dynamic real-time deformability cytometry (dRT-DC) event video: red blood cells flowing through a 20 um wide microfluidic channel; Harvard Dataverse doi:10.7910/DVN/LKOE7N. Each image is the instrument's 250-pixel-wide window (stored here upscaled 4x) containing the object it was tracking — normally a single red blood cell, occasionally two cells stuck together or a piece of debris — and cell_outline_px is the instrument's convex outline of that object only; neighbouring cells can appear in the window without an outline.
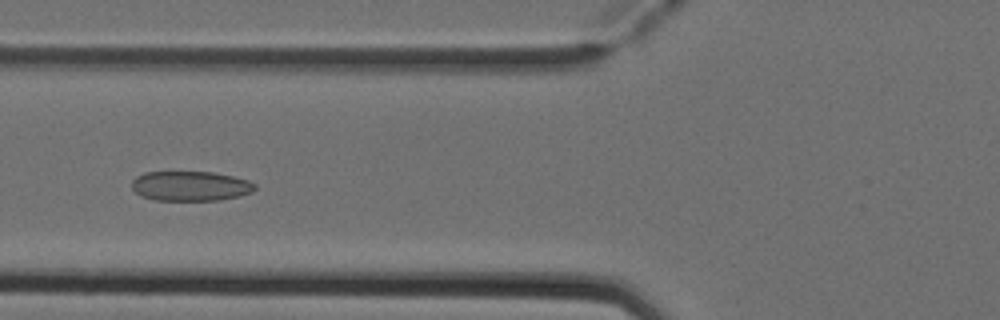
{"species": "Egyptian fruit bat (a non-hibernating species)", "species_latin": "Rousettus aegyptiacus", "temperature_condition": "cold", "stored_images_in_passage": 6, "camera_frame_rate_fps": 3000, "um_per_image_px": 0.085, "animal": {"sex": "female"}, "frame": {"image": 1, "passage_image": 6, "time_ms": 1.667, "image_size_px": [1000, 320], "cell_outline_px": [[256, 188], [252, 192], [240, 196], [220, 200], [156, 200], [140, 196], [132, 188], [132, 180], [136, 176], [144, 172], [212, 172], [232, 176], [248, 180], [256, 184]], "centroid_in_image_um": [16.19, 15.81], "position_along_channel_um": 109.6, "area_um2": 21.44}}